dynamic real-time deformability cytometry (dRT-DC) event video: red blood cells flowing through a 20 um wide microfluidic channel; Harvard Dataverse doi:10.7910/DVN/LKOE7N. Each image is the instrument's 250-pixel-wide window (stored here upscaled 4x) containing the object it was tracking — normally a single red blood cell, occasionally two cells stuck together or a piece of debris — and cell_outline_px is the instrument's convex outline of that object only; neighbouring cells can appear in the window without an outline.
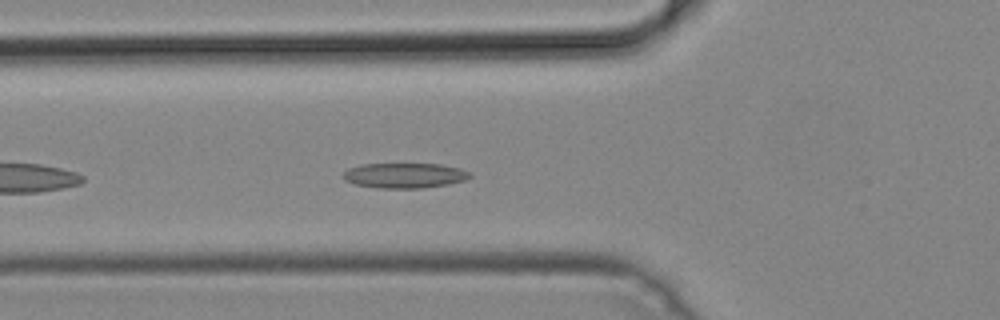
{"species": "common noctule bat (a hibernating species)", "species_latin": "Nyctalus noctula", "temperature_condition": "cold", "stored_images_in_passage": 38, "camera_frame_rate_fps": 3000, "um_per_image_px": 0.085, "animal": {"sex": "male", "body_mass_g": 19.2, "forearm_length_mm": 51.8}, "frame": {"image": 1, "passage_image": 5, "time_ms": 1.333, "image_size_px": [1000, 320], "cell_outline_px": [[472, 176], [464, 180], [448, 184], [424, 188], [380, 188], [356, 184], [344, 180], [344, 172], [348, 168], [360, 164], [440, 164], [460, 168], [472, 172]], "centroid_in_image_um": [34.42, 14.91], "position_along_channel_um": 91.4, "area_um2": 18.55}}
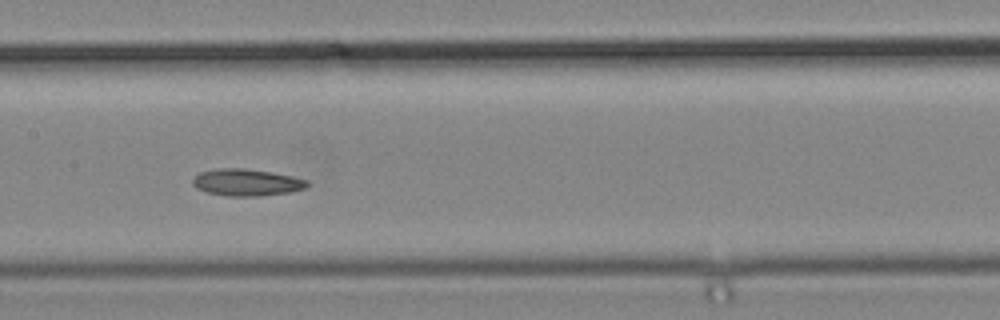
{"frame": {"image": 2, "passage_image": 12, "time_ms": 3.667, "image_size_px": [1000, 320], "cell_outline_px": [[308, 184], [304, 188], [288, 192], [256, 196], [228, 196], [204, 192], [196, 188], [192, 184], [192, 180], [200, 172], [216, 168], [244, 168], [272, 172], [292, 176], [308, 180]], "centroid_in_image_um": [20.91, 15.5], "position_along_channel_um": 186.5, "area_um2": 17.92}}
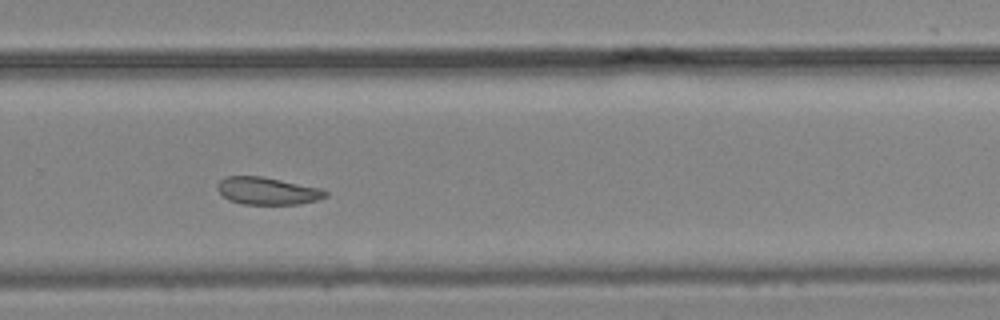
{"frame": {"image": 3, "passage_image": 21, "time_ms": 6.667, "image_size_px": [1000, 320], "cell_outline_px": [[328, 196], [316, 200], [300, 204], [240, 204], [228, 200], [216, 188], [216, 184], [224, 176], [260, 176], [320, 188], [328, 192]], "centroid_in_image_um": [22.69, 16.23], "position_along_channel_um": 307.1, "area_um2": 17.22}}